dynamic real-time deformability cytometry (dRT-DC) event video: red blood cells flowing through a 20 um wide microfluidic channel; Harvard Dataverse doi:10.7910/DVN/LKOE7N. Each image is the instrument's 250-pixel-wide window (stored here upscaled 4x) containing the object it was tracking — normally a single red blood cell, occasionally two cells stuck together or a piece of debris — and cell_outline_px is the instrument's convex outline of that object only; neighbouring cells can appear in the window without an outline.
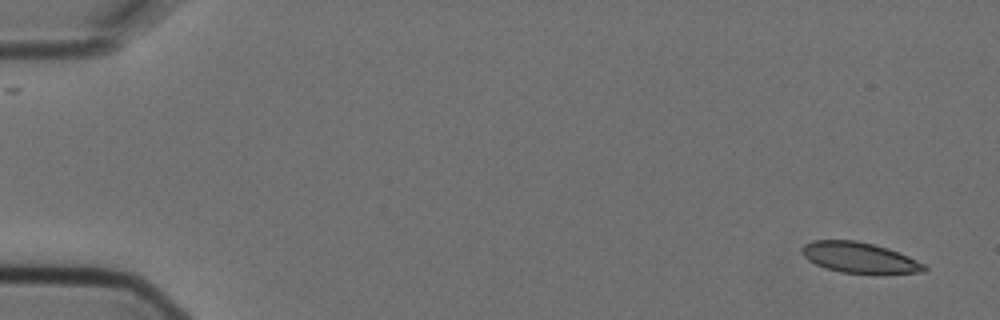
{"species": "Egyptian fruit bat (a non-hibernating species)", "species_latin": "Rousettus aegyptiacus", "temperature_condition": "cold", "stored_images_in_passage": 4, "camera_frame_rate_fps": 3000, "um_per_image_px": 0.085, "animal": {"sex": "female"}, "frame": {"image": 1, "passage_image": 1, "time_ms": 0.0, "image_size_px": [1000, 320], "cell_outline_px": [[928, 268], [924, 272], [876, 276], [840, 272], [816, 264], [808, 260], [804, 256], [800, 248], [804, 244], [812, 240], [856, 240], [888, 248], [908, 256], [924, 264]], "centroid_in_image_um": [73.1, 21.94], "position_along_channel_um": 11.9, "area_um2": 22.48}}